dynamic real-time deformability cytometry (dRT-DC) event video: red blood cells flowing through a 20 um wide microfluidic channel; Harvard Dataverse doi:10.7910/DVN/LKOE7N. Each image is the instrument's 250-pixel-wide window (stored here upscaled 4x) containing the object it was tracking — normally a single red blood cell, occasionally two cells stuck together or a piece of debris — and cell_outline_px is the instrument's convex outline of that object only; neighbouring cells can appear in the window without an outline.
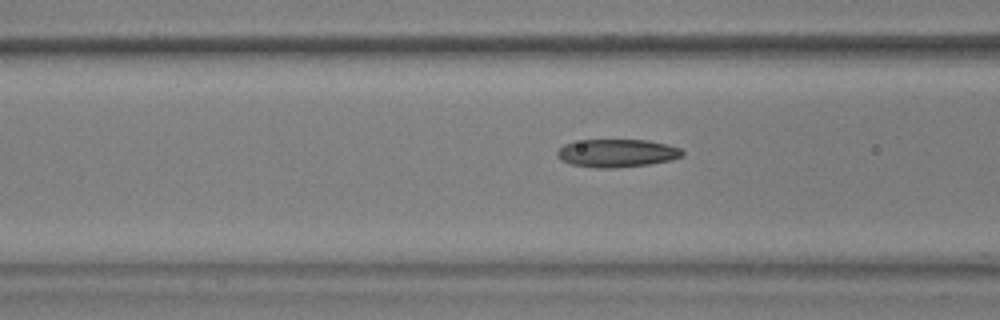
{"species": "common noctule bat (a hibernating species)", "species_latin": "Nyctalus noctula", "temperature_condition": "warm", "stored_images_in_passage": 31, "camera_frame_rate_fps": 3000, "um_per_image_px": 0.085, "animal": {"sex": "male", "body_mass_g": 17.9, "forearm_length_mm": 54.2}, "frame": {"image": 1, "passage_image": 3, "time_ms": 0.667, "image_size_px": [1000, 320], "cell_outline_px": [[684, 156], [672, 160], [648, 164], [616, 168], [600, 168], [572, 164], [560, 160], [556, 156], [556, 152], [564, 144], [584, 140], [648, 140], [668, 144], [680, 148], [684, 152]], "centroid_in_image_um": [52.47, 13.01], "position_along_channel_um": 114.1, "area_um2": 20.46}}
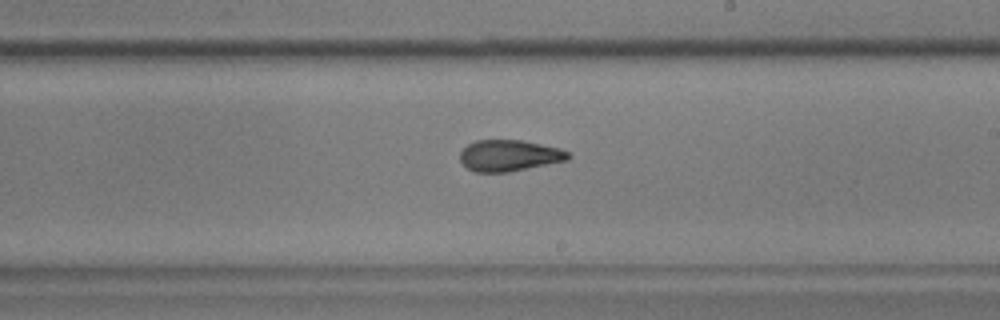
{"frame": {"image": 2, "passage_image": 14, "time_ms": 4.333, "image_size_px": [1000, 320], "cell_outline_px": [[572, 156], [568, 160], [508, 172], [476, 172], [468, 168], [460, 160], [460, 152], [468, 144], [476, 140], [520, 140], [560, 148], [568, 152]], "centroid_in_image_um": [43.29, 13.22], "position_along_channel_um": 245.7, "area_um2": 19.59}}
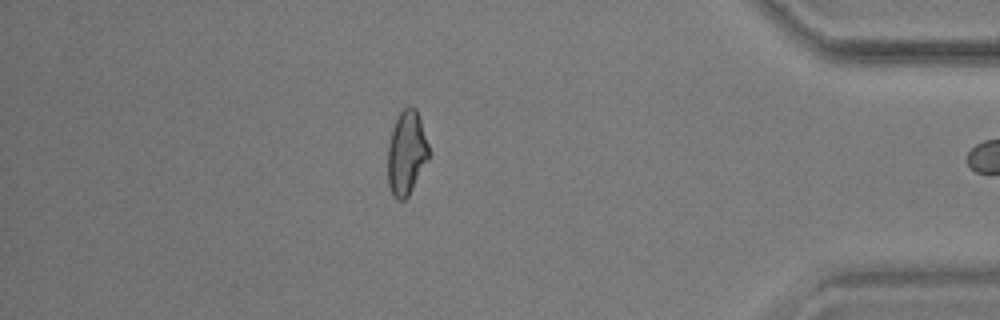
{"frame": {"image": 3, "passage_image": 30, "time_ms": 9.667, "image_size_px": [1000, 320], "cell_outline_px": [[428, 160], [408, 196], [404, 200], [396, 200], [392, 196], [388, 184], [388, 144], [392, 128], [400, 112], [408, 104], [412, 104], [416, 108], [428, 144]], "centroid_in_image_um": [34.53, 12.99], "position_along_channel_um": 400.7, "area_um2": 20.11}}